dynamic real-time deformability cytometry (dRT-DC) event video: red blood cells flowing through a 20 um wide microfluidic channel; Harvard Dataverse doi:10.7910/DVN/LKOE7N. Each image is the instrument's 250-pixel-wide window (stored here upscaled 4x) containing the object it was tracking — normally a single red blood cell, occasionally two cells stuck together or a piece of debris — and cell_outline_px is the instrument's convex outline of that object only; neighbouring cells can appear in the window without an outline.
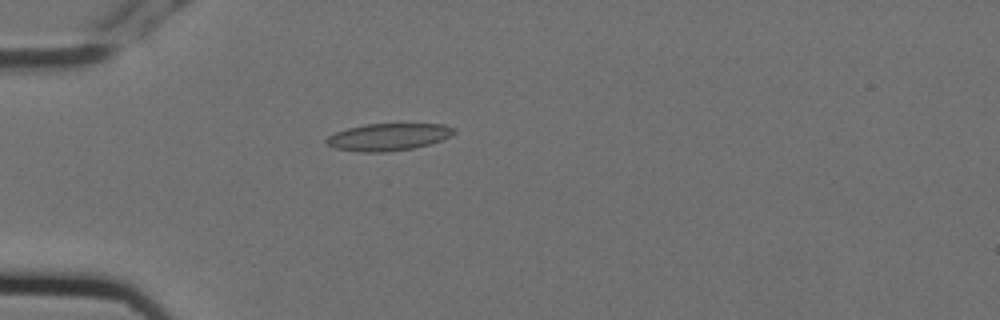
{"species": "Egyptian fruit bat (a non-hibernating species)", "species_latin": "Rousettus aegyptiacus", "temperature_condition": "cold", "stored_images_in_passage": 2, "camera_frame_rate_fps": 3000, "um_per_image_px": 0.085, "animal": {"sex": "female"}, "frame": {"image": 1, "passage_image": 2, "time_ms": 0.333, "image_size_px": [1000, 320], "cell_outline_px": [[456, 132], [452, 136], [432, 144], [412, 148], [384, 152], [360, 152], [336, 148], [328, 144], [324, 140], [328, 136], [336, 132], [348, 128], [364, 124], [444, 124], [456, 128]], "centroid_in_image_um": [33.06, 11.64], "position_along_channel_um": 51.9, "area_um2": 20.29}}